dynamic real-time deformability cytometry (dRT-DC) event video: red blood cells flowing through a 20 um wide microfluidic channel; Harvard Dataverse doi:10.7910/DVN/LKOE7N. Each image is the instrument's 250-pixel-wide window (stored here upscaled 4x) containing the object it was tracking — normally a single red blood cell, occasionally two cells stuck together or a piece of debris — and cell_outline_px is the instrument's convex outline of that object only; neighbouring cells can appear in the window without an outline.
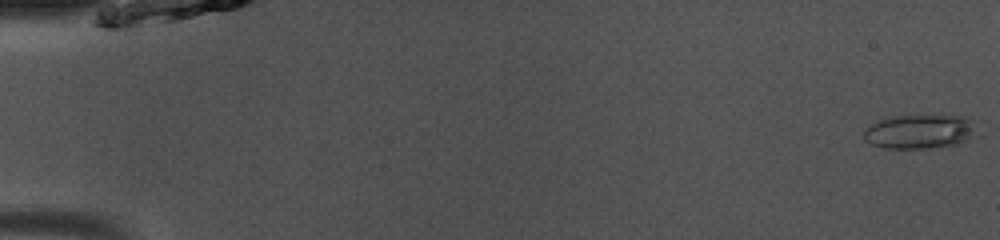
{"species": "common noctule bat (a hibernating species)", "species_latin": "Nyctalus noctula", "temperature_condition": "room temperature", "stored_images_in_passage": 49, "camera_frame_rate_fps": 3000, "um_per_image_px": 0.085, "animal": {"sex": "male", "body_mass_g": 13.0, "forearm_length_mm": 53.1}, "frame": {"image": 1, "passage_image": 1, "time_ms": 0.0, "image_size_px": [1000, 240], "cell_outline_px": [[972, 120], [968, 140], [956, 144], [924, 148], [884, 148], [872, 144], [864, 140], [864, 132], [872, 124], [880, 120], [892, 116], [936, 112], [964, 116]], "centroid_in_image_um": [78.12, 11.12], "position_along_channel_um": 6.9, "area_um2": 22.66}}
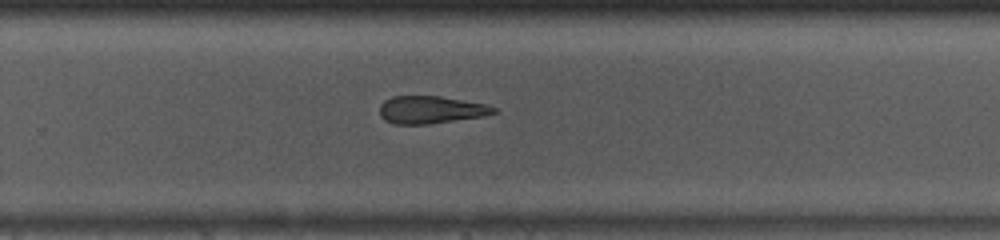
{"frame": {"image": 2, "passage_image": 33, "time_ms": 10.667, "image_size_px": [1000, 240], "cell_outline_px": [[500, 112], [484, 116], [428, 124], [392, 124], [384, 120], [380, 116], [380, 104], [384, 100], [392, 96], [440, 96], [488, 104], [496, 108]], "centroid_in_image_um": [36.63, 9.33], "position_along_channel_um": 293.2, "area_um2": 18.55}}
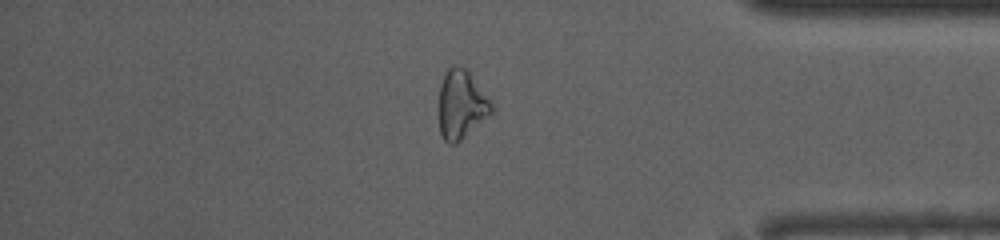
{"frame": {"image": 3, "passage_image": 42, "time_ms": 13.667, "image_size_px": [1000, 240], "cell_outline_px": [[496, 108], [488, 116], [456, 144], [448, 144], [444, 140], [440, 132], [436, 108], [440, 84], [448, 68], [460, 64], [468, 68], [492, 100]], "centroid_in_image_um": [39.2, 8.85], "position_along_channel_um": 396.0, "area_um2": 22.08}, "authors_computed_cell_mechanics": {"area_um2": 21.0392, "velocity_mm_per_s": 4.118, "shape_relaxation_time_tau1_ms": 3.9588, "shape_relaxation_time_tau2_ms": 3.3223, "deformation_change_tau1": 0.106, "deformation_change_tau2": 0.1454}}